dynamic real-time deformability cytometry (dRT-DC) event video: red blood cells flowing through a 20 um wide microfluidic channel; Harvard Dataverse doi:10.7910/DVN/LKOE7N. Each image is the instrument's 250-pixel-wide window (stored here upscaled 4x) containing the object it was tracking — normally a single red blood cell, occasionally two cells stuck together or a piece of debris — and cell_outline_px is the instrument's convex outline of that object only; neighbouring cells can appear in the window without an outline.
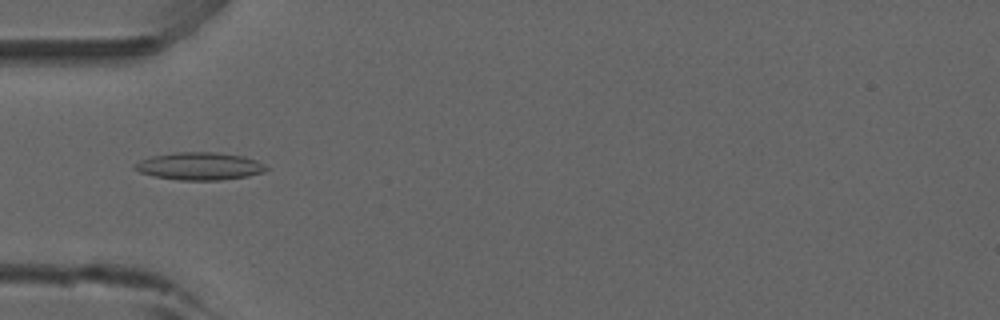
{"species": "common noctule bat (a hibernating species)", "species_latin": "Nyctalus noctula", "temperature_condition": "room temperature", "stored_images_in_passage": 45, "camera_frame_rate_fps": 3000, "um_per_image_px": 0.085, "animal": {"sex": "male", "forearm_length_mm": 52.5}, "frame": {"image": 1, "passage_image": 9, "time_ms": 2.667, "image_size_px": [1000, 320], "cell_outline_px": [[268, 168], [264, 172], [248, 176], [220, 180], [180, 180], [152, 176], [140, 172], [132, 168], [132, 164], [140, 160], [152, 156], [172, 152], [216, 152], [244, 156], [256, 160], [264, 164]], "centroid_in_image_um": [16.93, 14.12], "position_along_channel_um": 68.1, "area_um2": 21.33}}
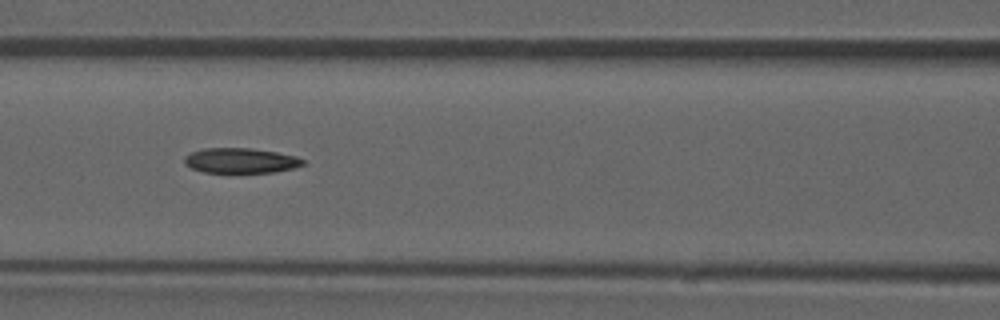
{"frame": {"image": 2, "passage_image": 15, "time_ms": 4.667, "image_size_px": [1000, 320], "cell_outline_px": [[304, 164], [292, 168], [272, 172], [204, 172], [192, 168], [184, 164], [184, 156], [192, 152], [204, 148], [252, 148], [276, 152], [296, 156], [304, 160]], "centroid_in_image_um": [20.43, 13.64], "position_along_channel_um": 146.2, "area_um2": 17.17}}
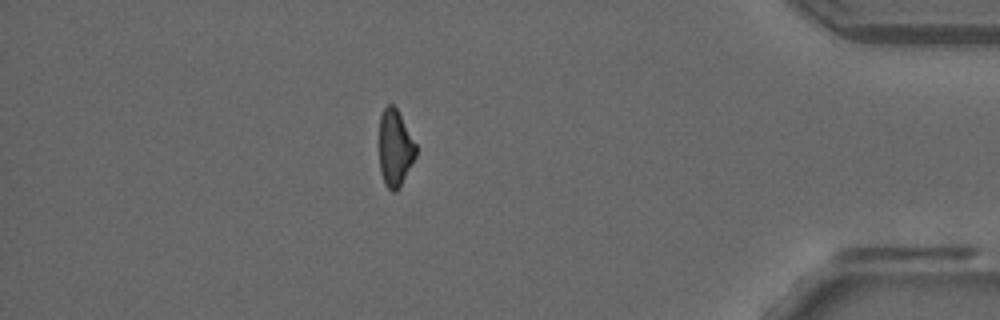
{"frame": {"image": 3, "passage_image": 38, "time_ms": 12.333, "image_size_px": [1000, 320], "cell_outline_px": [[416, 156], [400, 188], [396, 192], [392, 192], [384, 184], [380, 172], [380, 116], [384, 108], [388, 104], [392, 104], [396, 108], [416, 144]], "centroid_in_image_um": [33.58, 12.64], "position_along_channel_um": 401.6, "area_um2": 16.36}}